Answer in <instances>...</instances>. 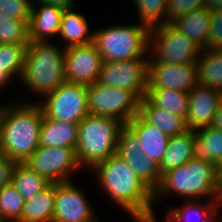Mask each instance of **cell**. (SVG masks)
Wrapping results in <instances>:
<instances>
[{"instance_id":"obj_35","label":"cell","mask_w":222,"mask_h":222,"mask_svg":"<svg viewBox=\"0 0 222 222\" xmlns=\"http://www.w3.org/2000/svg\"><path fill=\"white\" fill-rule=\"evenodd\" d=\"M31 0H0V11L12 18L22 20L27 25L31 14Z\"/></svg>"},{"instance_id":"obj_41","label":"cell","mask_w":222,"mask_h":222,"mask_svg":"<svg viewBox=\"0 0 222 222\" xmlns=\"http://www.w3.org/2000/svg\"><path fill=\"white\" fill-rule=\"evenodd\" d=\"M216 191H217V198L222 205V162L217 165V185H216Z\"/></svg>"},{"instance_id":"obj_24","label":"cell","mask_w":222,"mask_h":222,"mask_svg":"<svg viewBox=\"0 0 222 222\" xmlns=\"http://www.w3.org/2000/svg\"><path fill=\"white\" fill-rule=\"evenodd\" d=\"M56 183L25 200L21 218L18 222H52Z\"/></svg>"},{"instance_id":"obj_23","label":"cell","mask_w":222,"mask_h":222,"mask_svg":"<svg viewBox=\"0 0 222 222\" xmlns=\"http://www.w3.org/2000/svg\"><path fill=\"white\" fill-rule=\"evenodd\" d=\"M139 115L150 125H155L171 137L187 130L185 120L180 116L154 106L146 97L139 103Z\"/></svg>"},{"instance_id":"obj_8","label":"cell","mask_w":222,"mask_h":222,"mask_svg":"<svg viewBox=\"0 0 222 222\" xmlns=\"http://www.w3.org/2000/svg\"><path fill=\"white\" fill-rule=\"evenodd\" d=\"M43 97L37 104L46 118L79 124L88 115L87 85L65 82Z\"/></svg>"},{"instance_id":"obj_4","label":"cell","mask_w":222,"mask_h":222,"mask_svg":"<svg viewBox=\"0 0 222 222\" xmlns=\"http://www.w3.org/2000/svg\"><path fill=\"white\" fill-rule=\"evenodd\" d=\"M216 185L217 166L192 158L184 165L169 170L161 176V182L154 191V203L160 200L161 196L169 195L171 192L185 196L188 200H199L201 197L218 200Z\"/></svg>"},{"instance_id":"obj_21","label":"cell","mask_w":222,"mask_h":222,"mask_svg":"<svg viewBox=\"0 0 222 222\" xmlns=\"http://www.w3.org/2000/svg\"><path fill=\"white\" fill-rule=\"evenodd\" d=\"M58 36L65 41L64 48L93 43V32L89 31L85 16L75 12L74 8L63 11Z\"/></svg>"},{"instance_id":"obj_46","label":"cell","mask_w":222,"mask_h":222,"mask_svg":"<svg viewBox=\"0 0 222 222\" xmlns=\"http://www.w3.org/2000/svg\"><path fill=\"white\" fill-rule=\"evenodd\" d=\"M91 222H99L98 220H97V218H95L93 221H91Z\"/></svg>"},{"instance_id":"obj_33","label":"cell","mask_w":222,"mask_h":222,"mask_svg":"<svg viewBox=\"0 0 222 222\" xmlns=\"http://www.w3.org/2000/svg\"><path fill=\"white\" fill-rule=\"evenodd\" d=\"M24 202V198L12 183L0 189V215L10 222L19 221Z\"/></svg>"},{"instance_id":"obj_32","label":"cell","mask_w":222,"mask_h":222,"mask_svg":"<svg viewBox=\"0 0 222 222\" xmlns=\"http://www.w3.org/2000/svg\"><path fill=\"white\" fill-rule=\"evenodd\" d=\"M0 44H29L27 24L0 11Z\"/></svg>"},{"instance_id":"obj_11","label":"cell","mask_w":222,"mask_h":222,"mask_svg":"<svg viewBox=\"0 0 222 222\" xmlns=\"http://www.w3.org/2000/svg\"><path fill=\"white\" fill-rule=\"evenodd\" d=\"M24 163L51 183L71 181L69 176L81 169L70 147L39 146Z\"/></svg>"},{"instance_id":"obj_6","label":"cell","mask_w":222,"mask_h":222,"mask_svg":"<svg viewBox=\"0 0 222 222\" xmlns=\"http://www.w3.org/2000/svg\"><path fill=\"white\" fill-rule=\"evenodd\" d=\"M103 61H121L149 55V29L142 24L105 27L93 32V43Z\"/></svg>"},{"instance_id":"obj_7","label":"cell","mask_w":222,"mask_h":222,"mask_svg":"<svg viewBox=\"0 0 222 222\" xmlns=\"http://www.w3.org/2000/svg\"><path fill=\"white\" fill-rule=\"evenodd\" d=\"M148 52H151L149 61L187 64L197 61L201 48L170 23H166L149 29Z\"/></svg>"},{"instance_id":"obj_14","label":"cell","mask_w":222,"mask_h":222,"mask_svg":"<svg viewBox=\"0 0 222 222\" xmlns=\"http://www.w3.org/2000/svg\"><path fill=\"white\" fill-rule=\"evenodd\" d=\"M198 84L196 62L187 64L148 62L147 89H176L190 92Z\"/></svg>"},{"instance_id":"obj_40","label":"cell","mask_w":222,"mask_h":222,"mask_svg":"<svg viewBox=\"0 0 222 222\" xmlns=\"http://www.w3.org/2000/svg\"><path fill=\"white\" fill-rule=\"evenodd\" d=\"M141 222H159L154 214V209ZM165 222H181L170 210L167 212Z\"/></svg>"},{"instance_id":"obj_45","label":"cell","mask_w":222,"mask_h":222,"mask_svg":"<svg viewBox=\"0 0 222 222\" xmlns=\"http://www.w3.org/2000/svg\"><path fill=\"white\" fill-rule=\"evenodd\" d=\"M0 222H10L9 220L3 218L1 215H0Z\"/></svg>"},{"instance_id":"obj_39","label":"cell","mask_w":222,"mask_h":222,"mask_svg":"<svg viewBox=\"0 0 222 222\" xmlns=\"http://www.w3.org/2000/svg\"><path fill=\"white\" fill-rule=\"evenodd\" d=\"M74 1L76 0H36V2H43L47 4H52L63 10L73 9Z\"/></svg>"},{"instance_id":"obj_44","label":"cell","mask_w":222,"mask_h":222,"mask_svg":"<svg viewBox=\"0 0 222 222\" xmlns=\"http://www.w3.org/2000/svg\"><path fill=\"white\" fill-rule=\"evenodd\" d=\"M216 213H217V210L209 218H207L204 222H218L219 220L222 221V218H220V217H218V219L215 220L216 217H214V216L216 215Z\"/></svg>"},{"instance_id":"obj_20","label":"cell","mask_w":222,"mask_h":222,"mask_svg":"<svg viewBox=\"0 0 222 222\" xmlns=\"http://www.w3.org/2000/svg\"><path fill=\"white\" fill-rule=\"evenodd\" d=\"M211 11L206 8L193 10L176 18L170 24L189 37L201 49H205L209 38Z\"/></svg>"},{"instance_id":"obj_5","label":"cell","mask_w":222,"mask_h":222,"mask_svg":"<svg viewBox=\"0 0 222 222\" xmlns=\"http://www.w3.org/2000/svg\"><path fill=\"white\" fill-rule=\"evenodd\" d=\"M124 125L115 118L88 114L79 123L76 157L80 167L92 169L116 154L119 132Z\"/></svg>"},{"instance_id":"obj_3","label":"cell","mask_w":222,"mask_h":222,"mask_svg":"<svg viewBox=\"0 0 222 222\" xmlns=\"http://www.w3.org/2000/svg\"><path fill=\"white\" fill-rule=\"evenodd\" d=\"M65 48L49 42L27 45L20 80L34 95L45 96L67 82L64 65Z\"/></svg>"},{"instance_id":"obj_34","label":"cell","mask_w":222,"mask_h":222,"mask_svg":"<svg viewBox=\"0 0 222 222\" xmlns=\"http://www.w3.org/2000/svg\"><path fill=\"white\" fill-rule=\"evenodd\" d=\"M142 146L135 134L124 125L119 132L116 154L120 157L142 156Z\"/></svg>"},{"instance_id":"obj_43","label":"cell","mask_w":222,"mask_h":222,"mask_svg":"<svg viewBox=\"0 0 222 222\" xmlns=\"http://www.w3.org/2000/svg\"><path fill=\"white\" fill-rule=\"evenodd\" d=\"M10 79L11 78L4 71H2V68L0 67V88H4V86L8 85Z\"/></svg>"},{"instance_id":"obj_12","label":"cell","mask_w":222,"mask_h":222,"mask_svg":"<svg viewBox=\"0 0 222 222\" xmlns=\"http://www.w3.org/2000/svg\"><path fill=\"white\" fill-rule=\"evenodd\" d=\"M96 213L72 181L56 183L52 222H91Z\"/></svg>"},{"instance_id":"obj_31","label":"cell","mask_w":222,"mask_h":222,"mask_svg":"<svg viewBox=\"0 0 222 222\" xmlns=\"http://www.w3.org/2000/svg\"><path fill=\"white\" fill-rule=\"evenodd\" d=\"M134 171L135 175L145 183L153 192L161 182L158 165L146 155L135 157H122Z\"/></svg>"},{"instance_id":"obj_26","label":"cell","mask_w":222,"mask_h":222,"mask_svg":"<svg viewBox=\"0 0 222 222\" xmlns=\"http://www.w3.org/2000/svg\"><path fill=\"white\" fill-rule=\"evenodd\" d=\"M154 106L165 109L184 120L189 109V93L176 89H147L145 96Z\"/></svg>"},{"instance_id":"obj_25","label":"cell","mask_w":222,"mask_h":222,"mask_svg":"<svg viewBox=\"0 0 222 222\" xmlns=\"http://www.w3.org/2000/svg\"><path fill=\"white\" fill-rule=\"evenodd\" d=\"M196 66L198 84L222 92V51L201 49Z\"/></svg>"},{"instance_id":"obj_16","label":"cell","mask_w":222,"mask_h":222,"mask_svg":"<svg viewBox=\"0 0 222 222\" xmlns=\"http://www.w3.org/2000/svg\"><path fill=\"white\" fill-rule=\"evenodd\" d=\"M32 3L31 14L28 22V41L48 42V38L58 35L63 9L52 4L37 2Z\"/></svg>"},{"instance_id":"obj_15","label":"cell","mask_w":222,"mask_h":222,"mask_svg":"<svg viewBox=\"0 0 222 222\" xmlns=\"http://www.w3.org/2000/svg\"><path fill=\"white\" fill-rule=\"evenodd\" d=\"M221 101V91L197 84L189 92V109L185 120L186 128L198 130L213 125Z\"/></svg>"},{"instance_id":"obj_36","label":"cell","mask_w":222,"mask_h":222,"mask_svg":"<svg viewBox=\"0 0 222 222\" xmlns=\"http://www.w3.org/2000/svg\"><path fill=\"white\" fill-rule=\"evenodd\" d=\"M204 0H167V23L189 14L193 10L203 8Z\"/></svg>"},{"instance_id":"obj_13","label":"cell","mask_w":222,"mask_h":222,"mask_svg":"<svg viewBox=\"0 0 222 222\" xmlns=\"http://www.w3.org/2000/svg\"><path fill=\"white\" fill-rule=\"evenodd\" d=\"M102 64L103 59L93 44L65 48V76L69 83L94 84Z\"/></svg>"},{"instance_id":"obj_2","label":"cell","mask_w":222,"mask_h":222,"mask_svg":"<svg viewBox=\"0 0 222 222\" xmlns=\"http://www.w3.org/2000/svg\"><path fill=\"white\" fill-rule=\"evenodd\" d=\"M43 112L33 103L0 106V149L13 161L24 163L40 146Z\"/></svg>"},{"instance_id":"obj_30","label":"cell","mask_w":222,"mask_h":222,"mask_svg":"<svg viewBox=\"0 0 222 222\" xmlns=\"http://www.w3.org/2000/svg\"><path fill=\"white\" fill-rule=\"evenodd\" d=\"M200 200H188L183 207H173L170 211L181 222H204L217 208H220L218 200H210L209 204L200 203Z\"/></svg>"},{"instance_id":"obj_37","label":"cell","mask_w":222,"mask_h":222,"mask_svg":"<svg viewBox=\"0 0 222 222\" xmlns=\"http://www.w3.org/2000/svg\"><path fill=\"white\" fill-rule=\"evenodd\" d=\"M209 38L205 49L222 51V9L211 11Z\"/></svg>"},{"instance_id":"obj_28","label":"cell","mask_w":222,"mask_h":222,"mask_svg":"<svg viewBox=\"0 0 222 222\" xmlns=\"http://www.w3.org/2000/svg\"><path fill=\"white\" fill-rule=\"evenodd\" d=\"M140 24L148 29L167 23V0H134Z\"/></svg>"},{"instance_id":"obj_19","label":"cell","mask_w":222,"mask_h":222,"mask_svg":"<svg viewBox=\"0 0 222 222\" xmlns=\"http://www.w3.org/2000/svg\"><path fill=\"white\" fill-rule=\"evenodd\" d=\"M192 157L215 164L222 162V130L213 125L195 130Z\"/></svg>"},{"instance_id":"obj_27","label":"cell","mask_w":222,"mask_h":222,"mask_svg":"<svg viewBox=\"0 0 222 222\" xmlns=\"http://www.w3.org/2000/svg\"><path fill=\"white\" fill-rule=\"evenodd\" d=\"M12 184L24 200H27L47 188L51 182L25 163H17L12 174Z\"/></svg>"},{"instance_id":"obj_38","label":"cell","mask_w":222,"mask_h":222,"mask_svg":"<svg viewBox=\"0 0 222 222\" xmlns=\"http://www.w3.org/2000/svg\"><path fill=\"white\" fill-rule=\"evenodd\" d=\"M16 164V161H13L0 149V189L12 183V174Z\"/></svg>"},{"instance_id":"obj_17","label":"cell","mask_w":222,"mask_h":222,"mask_svg":"<svg viewBox=\"0 0 222 222\" xmlns=\"http://www.w3.org/2000/svg\"><path fill=\"white\" fill-rule=\"evenodd\" d=\"M138 138L143 155L159 165L166 152L169 136L155 125L147 123L139 114L125 124Z\"/></svg>"},{"instance_id":"obj_22","label":"cell","mask_w":222,"mask_h":222,"mask_svg":"<svg viewBox=\"0 0 222 222\" xmlns=\"http://www.w3.org/2000/svg\"><path fill=\"white\" fill-rule=\"evenodd\" d=\"M195 130H185L183 133L169 137L166 152L158 165L161 176L174 168L184 165L192 157V141Z\"/></svg>"},{"instance_id":"obj_10","label":"cell","mask_w":222,"mask_h":222,"mask_svg":"<svg viewBox=\"0 0 222 222\" xmlns=\"http://www.w3.org/2000/svg\"><path fill=\"white\" fill-rule=\"evenodd\" d=\"M148 57L103 61L97 82L132 92L140 101L148 86Z\"/></svg>"},{"instance_id":"obj_29","label":"cell","mask_w":222,"mask_h":222,"mask_svg":"<svg viewBox=\"0 0 222 222\" xmlns=\"http://www.w3.org/2000/svg\"><path fill=\"white\" fill-rule=\"evenodd\" d=\"M27 45L0 44V67L10 78H21Z\"/></svg>"},{"instance_id":"obj_42","label":"cell","mask_w":222,"mask_h":222,"mask_svg":"<svg viewBox=\"0 0 222 222\" xmlns=\"http://www.w3.org/2000/svg\"><path fill=\"white\" fill-rule=\"evenodd\" d=\"M213 126L222 130V101L218 107V110L216 111Z\"/></svg>"},{"instance_id":"obj_1","label":"cell","mask_w":222,"mask_h":222,"mask_svg":"<svg viewBox=\"0 0 222 222\" xmlns=\"http://www.w3.org/2000/svg\"><path fill=\"white\" fill-rule=\"evenodd\" d=\"M101 188L135 222H141L153 209L154 192L143 183L118 154L93 168Z\"/></svg>"},{"instance_id":"obj_18","label":"cell","mask_w":222,"mask_h":222,"mask_svg":"<svg viewBox=\"0 0 222 222\" xmlns=\"http://www.w3.org/2000/svg\"><path fill=\"white\" fill-rule=\"evenodd\" d=\"M79 124L61 122L43 116L39 144L45 147H70L76 149Z\"/></svg>"},{"instance_id":"obj_9","label":"cell","mask_w":222,"mask_h":222,"mask_svg":"<svg viewBox=\"0 0 222 222\" xmlns=\"http://www.w3.org/2000/svg\"><path fill=\"white\" fill-rule=\"evenodd\" d=\"M88 114L118 119L126 124L139 114L140 100L130 91L95 82L87 85Z\"/></svg>"}]
</instances>
